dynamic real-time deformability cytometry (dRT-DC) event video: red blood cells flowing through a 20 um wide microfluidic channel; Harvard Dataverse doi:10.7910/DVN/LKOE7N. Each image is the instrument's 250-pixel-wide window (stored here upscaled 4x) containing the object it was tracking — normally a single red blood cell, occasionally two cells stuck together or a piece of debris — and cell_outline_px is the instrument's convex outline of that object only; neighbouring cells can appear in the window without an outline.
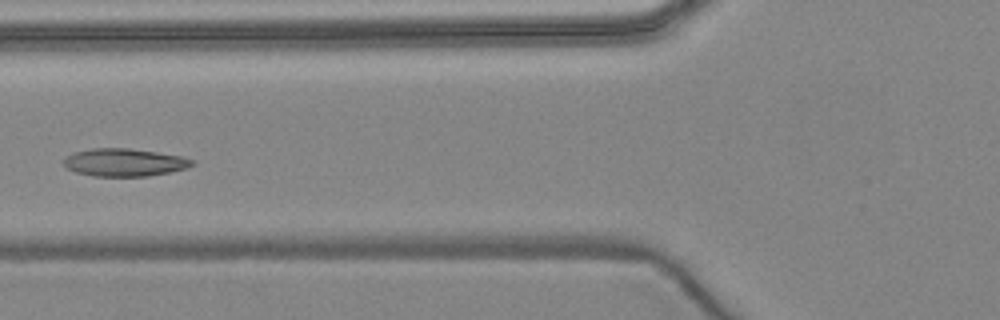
{"species": "common noctule bat (a hibernating species)", "species_latin": "Nyctalus noctula", "temperature_condition": "warm", "stored_images_in_passage": 5, "camera_frame_rate_fps": 3000, "um_per_image_px": 0.085, "animal": {"sex": "female", "body_mass_g": 24.6, "forearm_length_mm": 56.2}, "frame": {"image": 1, "passage_image": 4, "time_ms": 4.333, "image_size_px": [1000, 320], "cell_outline_px": [[196, 164], [188, 168], [148, 176], [92, 176], [76, 172], [68, 168], [64, 164], [64, 160], [72, 152], [92, 148], [128, 148], [156, 152], [180, 156], [196, 160]], "centroid_in_image_um": [10.6, 13.8], "position_along_channel_um": 115.2, "area_um2": 20.75}}
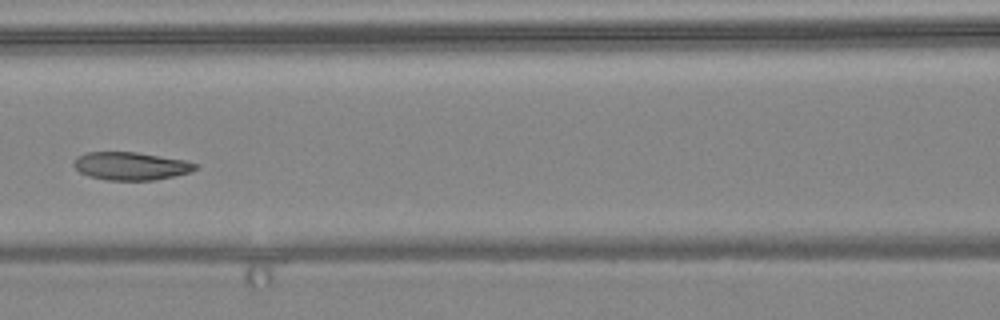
{"frame": {"image": 2, "passage_image": 5, "time_ms": 5.333, "image_size_px": [1000, 320], "cell_outline_px": [[196, 168], [192, 172], [156, 180], [108, 180], [88, 176], [80, 172], [72, 164], [76, 156], [88, 152], [136, 152], [184, 160], [196, 164]], "centroid_in_image_um": [11.1, 14.11], "position_along_channel_um": 155.5, "area_um2": 19.77}}